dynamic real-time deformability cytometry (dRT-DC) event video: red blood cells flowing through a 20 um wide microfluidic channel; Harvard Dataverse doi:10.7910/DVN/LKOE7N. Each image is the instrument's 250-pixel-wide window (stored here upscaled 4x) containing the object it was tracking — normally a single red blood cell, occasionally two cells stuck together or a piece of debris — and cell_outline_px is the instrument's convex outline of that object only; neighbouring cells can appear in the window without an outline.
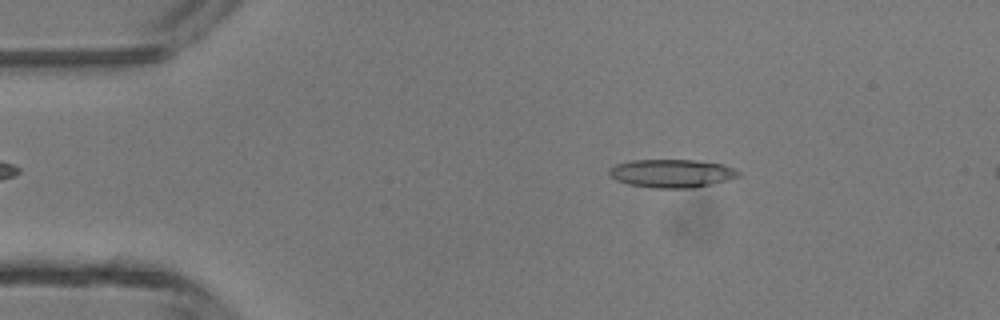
{"species": "common noctule bat (a hibernating species)", "species_latin": "Nyctalus noctula", "temperature_condition": "room temperature", "stored_images_in_passage": 45, "segment_of_instrument_passage": [1, 2], "camera_frame_rate_fps": 3000, "um_per_image_px": 0.085, "animal": {"sex": "male", "body_mass_g": 13.3}, "frame": {"image": 1, "passage_image": 6, "time_ms": 1.667, "image_size_px": [1000, 320], "cell_outline_px": [[740, 176], [728, 180], [712, 184], [692, 188], [652, 188], [628, 184], [616, 180], [608, 172], [608, 168], [616, 164], [632, 160], [696, 160], [720, 164], [732, 168], [740, 172]], "centroid_in_image_um": [57.08, 14.74], "position_along_channel_um": 27.9, "area_um2": 21.27}}
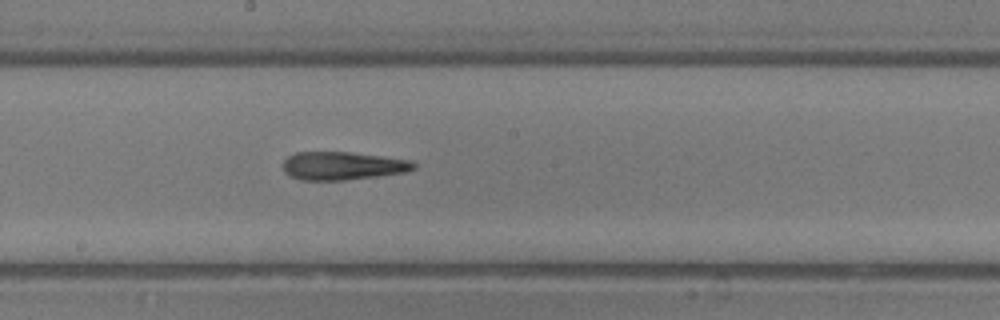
{"frame": {"image": 2, "passage_image": 23, "time_ms": 7.333, "image_size_px": [1000, 320], "cell_outline_px": [[416, 168], [404, 172], [376, 176], [344, 180], [300, 180], [284, 172], [284, 160], [288, 156], [296, 152], [348, 152], [412, 160], [416, 164]], "centroid_in_image_um": [29.12, 14.09], "position_along_channel_um": 219.1, "area_um2": 21.27}}
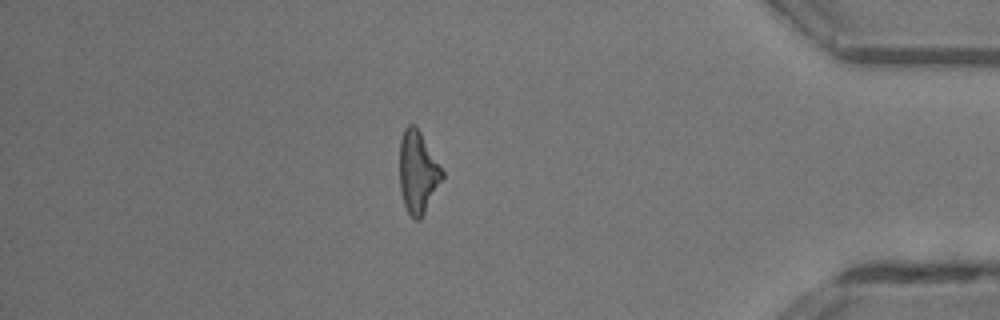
{"frame": {"image": 3, "passage_image": 38, "time_ms": 12.333, "image_size_px": [1000, 320], "cell_outline_px": [[444, 176], [420, 220], [416, 220], [408, 212], [404, 204], [400, 188], [400, 140], [404, 128], [408, 124], [416, 124], [444, 172]], "centroid_in_image_um": [35.51, 14.59], "position_along_channel_um": 399.7, "area_um2": 20.23}}